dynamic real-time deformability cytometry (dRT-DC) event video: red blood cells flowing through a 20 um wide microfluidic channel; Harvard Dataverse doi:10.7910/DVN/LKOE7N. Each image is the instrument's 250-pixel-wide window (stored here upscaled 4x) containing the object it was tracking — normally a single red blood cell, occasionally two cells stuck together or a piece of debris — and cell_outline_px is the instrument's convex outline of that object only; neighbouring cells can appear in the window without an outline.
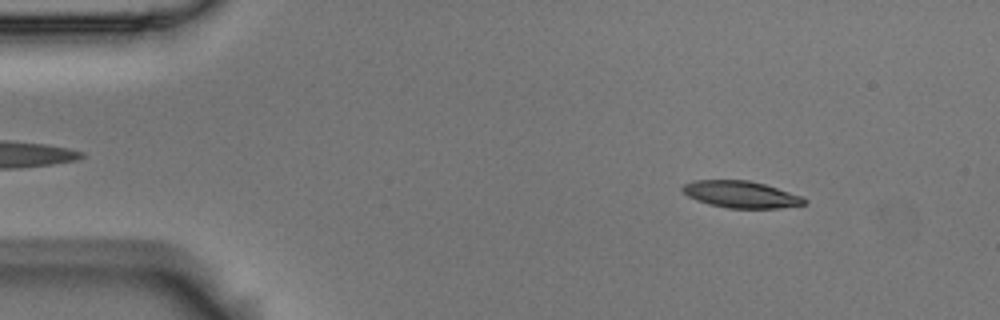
{"species": "Egyptian fruit bat (a non-hibernating species)", "species_latin": "Rousettus aegyptiacus", "temperature_condition": "room temperature", "stored_images_in_passage": 41, "camera_frame_rate_fps": 3000, "um_per_image_px": 0.085, "animal": {"sex": "male"}, "frame": {"image": 1, "passage_image": 6, "time_ms": 1.667, "image_size_px": [1000, 320], "cell_outline_px": [[808, 204], [780, 208], [728, 208], [708, 204], [696, 200], [688, 196], [680, 188], [684, 184], [692, 180], [748, 180], [764, 184], [804, 196], [808, 200]], "centroid_in_image_um": [63.02, 16.53], "position_along_channel_um": 22.0, "area_um2": 19.25}}
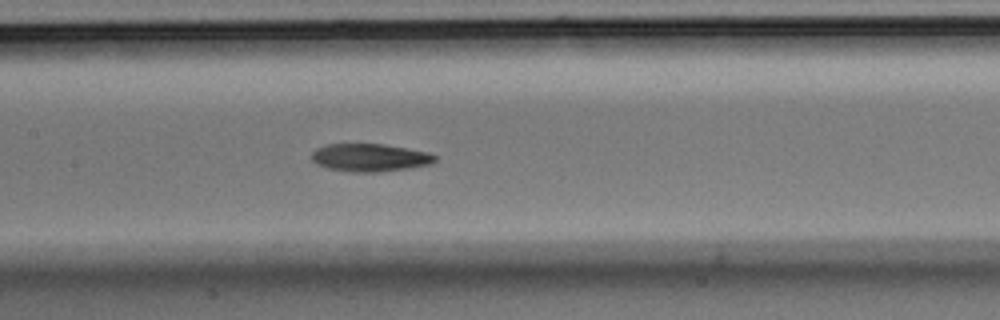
{"frame": {"image": 2, "passage_image": 25, "time_ms": 8.0, "image_size_px": [1000, 320], "cell_outline_px": [[436, 160], [432, 164], [408, 168], [380, 172], [352, 172], [328, 168], [316, 164], [312, 160], [312, 152], [316, 148], [328, 144], [384, 144], [428, 152], [436, 156]], "centroid_in_image_um": [31.44, 13.4], "position_along_channel_um": 176.0, "area_um2": 20.0}}
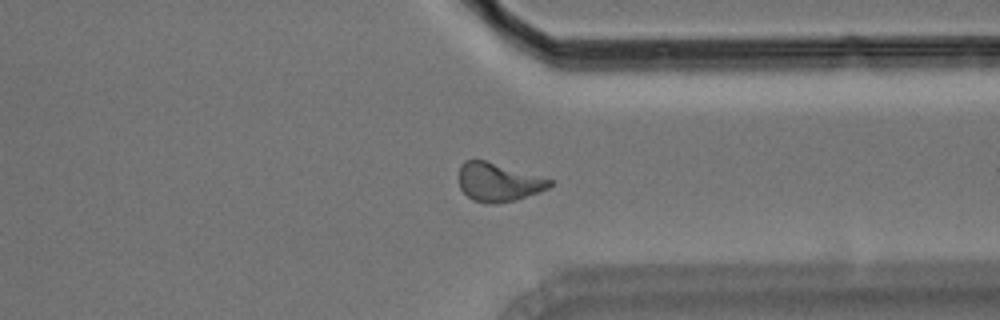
{"frame": {"image": 3, "passage_image": 41, "time_ms": 13.333, "image_size_px": [1000, 320], "cell_outline_px": [[552, 184], [548, 188], [540, 192], [516, 200], [492, 204], [472, 200], [460, 188], [460, 164], [464, 160], [484, 160], [552, 180]], "centroid_in_image_um": [42.35, 15.49], "position_along_channel_um": 369.1, "area_um2": 20.06}, "authors_computed_cell_mechanics": {"area_um2": 19.652, "velocity_mm_per_s": 3.6404, "shape_relaxation_time_tau1_ms": 4.6994, "shape_relaxation_time_tau2_ms": 5.6618, "deformation_change_tau1": 0.1622, "deformation_change_tau2": 0.1396}}